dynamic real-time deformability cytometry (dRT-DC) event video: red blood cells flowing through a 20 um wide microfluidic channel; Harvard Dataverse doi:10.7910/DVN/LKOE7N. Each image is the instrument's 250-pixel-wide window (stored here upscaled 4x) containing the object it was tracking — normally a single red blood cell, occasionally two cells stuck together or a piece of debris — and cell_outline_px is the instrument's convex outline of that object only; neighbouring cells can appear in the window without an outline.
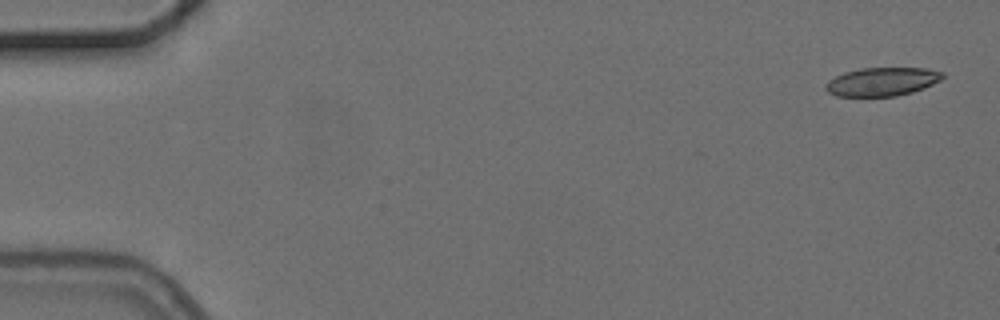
{"species": "common noctule bat (a hibernating species)", "species_latin": "Nyctalus noctula", "temperature_condition": "cold", "stored_images_in_passage": 5, "camera_frame_rate_fps": 3000, "um_per_image_px": 0.085, "animal": {"sex": "female", "body_mass_g": 24.6, "forearm_length_mm": 56.2}, "frame": {"image": 1, "passage_image": 1, "time_ms": 0.0, "image_size_px": [1000, 320], "cell_outline_px": [[944, 76], [940, 80], [924, 88], [912, 92], [896, 96], [836, 96], [828, 92], [824, 88], [824, 84], [828, 80], [844, 72], [860, 68], [928, 68], [944, 72]], "centroid_in_image_um": [74.96, 6.94], "position_along_channel_um": 10.0, "area_um2": 19.54}}
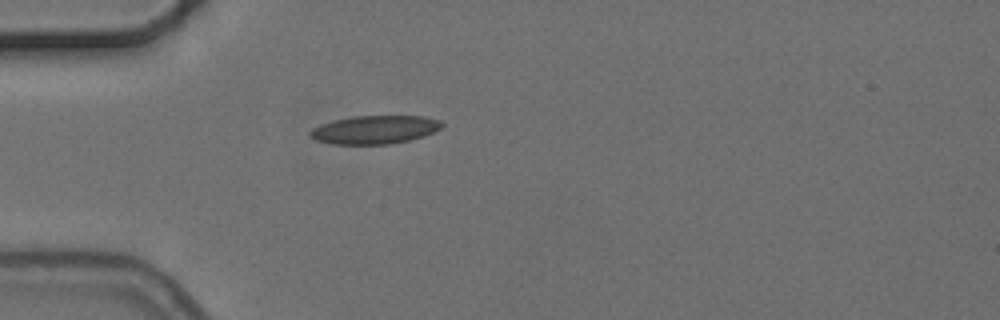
{"frame": {"image": 2, "passage_image": 5, "time_ms": 4.667, "image_size_px": [1000, 320], "cell_outline_px": [[444, 124], [440, 128], [424, 136], [392, 144], [332, 144], [316, 140], [308, 136], [308, 132], [312, 128], [320, 124], [332, 120], [352, 116], [424, 116], [440, 120]], "centroid_in_image_um": [31.81, 11.02], "position_along_channel_um": 53.2, "area_um2": 21.91}}